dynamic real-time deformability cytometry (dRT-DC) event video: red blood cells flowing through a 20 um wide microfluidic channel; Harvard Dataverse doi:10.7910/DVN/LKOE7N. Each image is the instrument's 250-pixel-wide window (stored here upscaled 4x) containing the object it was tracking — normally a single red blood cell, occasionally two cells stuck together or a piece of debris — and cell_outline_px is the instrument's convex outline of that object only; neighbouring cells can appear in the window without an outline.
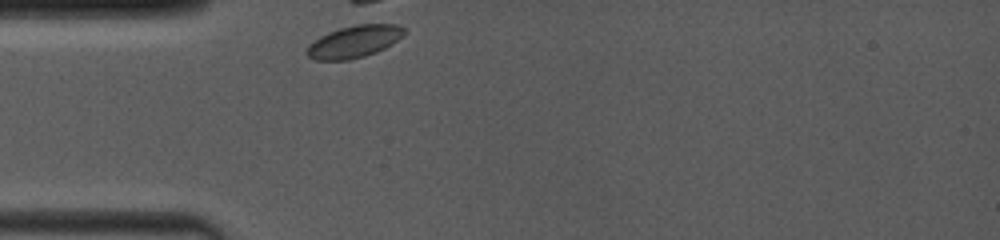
{"species": "common noctule bat (a hibernating species)", "species_latin": "Nyctalus noctula", "temperature_condition": "room temperature", "stored_images_in_passage": 2, "camera_frame_rate_fps": 4000, "um_per_image_px": 0.085, "animal": {"sex": "female", "body_mass_g": 19.0, "forearm_length_mm": 53.3}, "frame": {"image": 1, "passage_image": 1, "time_ms": 0.0, "image_size_px": [1000, 240], "cell_outline_px": [[404, 32], [392, 44], [376, 52], [364, 56], [348, 60], [316, 60], [308, 56], [304, 52], [320, 36], [328, 32], [340, 28], [356, 24], [396, 24], [404, 28]], "centroid_in_image_um": [30.09, 3.54], "position_along_channel_um": 54.9, "area_um2": 17.92}}